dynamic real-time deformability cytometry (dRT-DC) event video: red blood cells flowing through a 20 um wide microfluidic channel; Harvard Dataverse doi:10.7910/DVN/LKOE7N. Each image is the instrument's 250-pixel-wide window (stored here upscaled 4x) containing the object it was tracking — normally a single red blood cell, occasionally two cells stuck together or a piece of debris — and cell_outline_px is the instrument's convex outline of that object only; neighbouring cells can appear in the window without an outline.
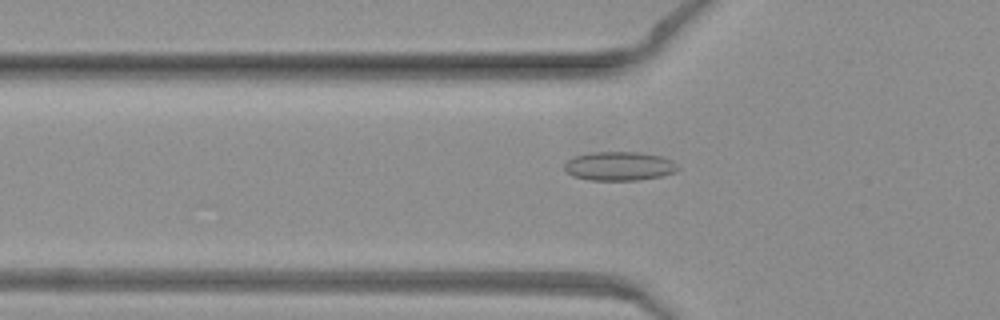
{"species": "common noctule bat (a hibernating species)", "species_latin": "Nyctalus noctula", "temperature_condition": "warm", "stored_images_in_passage": 41, "camera_frame_rate_fps": 3000, "um_per_image_px": 0.085, "animal": {"sex": "female", "body_mass_g": 19.3, "forearm_length_mm": 54.1}, "frame": {"image": 1, "passage_image": 10, "time_ms": 3.0, "image_size_px": [1000, 320], "cell_outline_px": [[680, 168], [672, 172], [660, 176], [636, 180], [592, 180], [572, 176], [564, 168], [564, 164], [572, 156], [592, 152], [640, 152], [660, 156], [672, 160]], "centroid_in_image_um": [52.6, 14.11], "position_along_channel_um": 73.2, "area_um2": 19.02}}
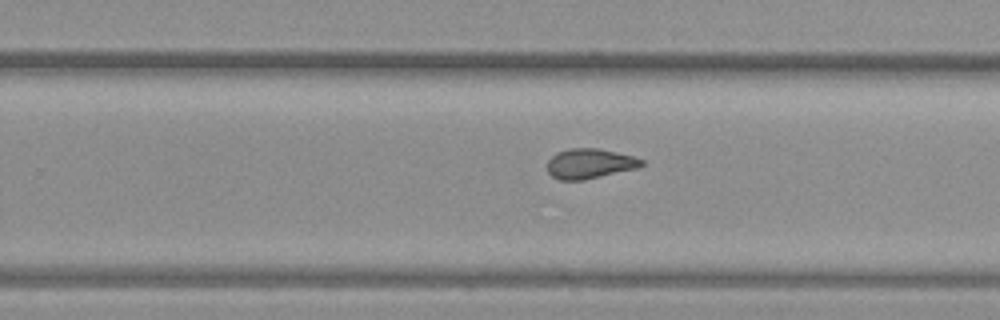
{"frame": {"image": 2, "passage_image": 25, "time_ms": 8.0, "image_size_px": [1000, 320], "cell_outline_px": [[644, 164], [640, 168], [584, 180], [560, 180], [552, 176], [548, 172], [548, 160], [556, 152], [568, 148], [596, 148], [616, 152], [632, 156], [644, 160]], "centroid_in_image_um": [50.14, 13.91], "position_along_channel_um": 279.7, "area_um2": 16.59}}
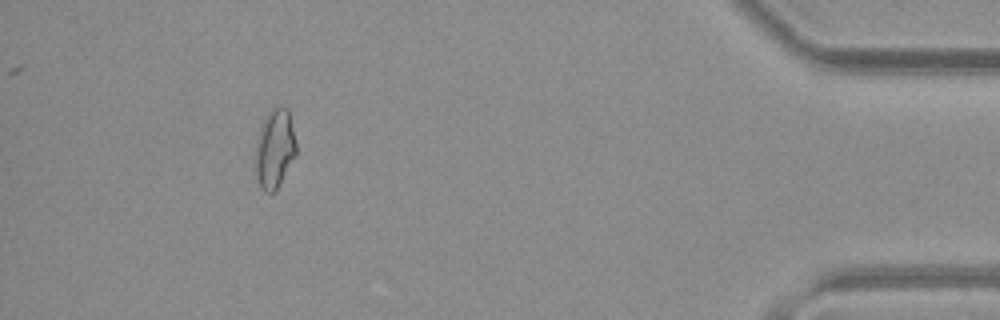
{"frame": {"image": 3, "passage_image": 39, "time_ms": 12.667, "image_size_px": [1000, 320], "cell_outline_px": [[296, 156], [276, 188], [272, 192], [264, 192], [260, 184], [256, 172], [256, 140], [260, 128], [268, 112], [272, 108], [288, 108], [296, 144]], "centroid_in_image_um": [23.36, 12.62], "position_along_channel_um": 411.8, "area_um2": 18.26}}